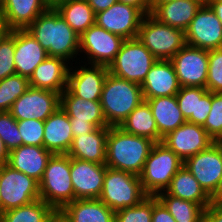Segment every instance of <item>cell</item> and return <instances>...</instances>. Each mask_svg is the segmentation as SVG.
I'll list each match as a JSON object with an SVG mask.
<instances>
[{"label": "cell", "instance_id": "cell-32", "mask_svg": "<svg viewBox=\"0 0 222 222\" xmlns=\"http://www.w3.org/2000/svg\"><path fill=\"white\" fill-rule=\"evenodd\" d=\"M124 132L160 142V134L149 104L144 100L119 126Z\"/></svg>", "mask_w": 222, "mask_h": 222}, {"label": "cell", "instance_id": "cell-53", "mask_svg": "<svg viewBox=\"0 0 222 222\" xmlns=\"http://www.w3.org/2000/svg\"><path fill=\"white\" fill-rule=\"evenodd\" d=\"M9 32L5 22L3 21L2 17L0 16V41L3 37Z\"/></svg>", "mask_w": 222, "mask_h": 222}, {"label": "cell", "instance_id": "cell-46", "mask_svg": "<svg viewBox=\"0 0 222 222\" xmlns=\"http://www.w3.org/2000/svg\"><path fill=\"white\" fill-rule=\"evenodd\" d=\"M123 4H128L138 8L144 15L151 14V0H117Z\"/></svg>", "mask_w": 222, "mask_h": 222}, {"label": "cell", "instance_id": "cell-23", "mask_svg": "<svg viewBox=\"0 0 222 222\" xmlns=\"http://www.w3.org/2000/svg\"><path fill=\"white\" fill-rule=\"evenodd\" d=\"M60 107L70 122L92 123L96 128L107 125L100 101L84 100L66 88L60 96Z\"/></svg>", "mask_w": 222, "mask_h": 222}, {"label": "cell", "instance_id": "cell-22", "mask_svg": "<svg viewBox=\"0 0 222 222\" xmlns=\"http://www.w3.org/2000/svg\"><path fill=\"white\" fill-rule=\"evenodd\" d=\"M52 155L44 147L21 145L9 151L7 164L39 183Z\"/></svg>", "mask_w": 222, "mask_h": 222}, {"label": "cell", "instance_id": "cell-21", "mask_svg": "<svg viewBox=\"0 0 222 222\" xmlns=\"http://www.w3.org/2000/svg\"><path fill=\"white\" fill-rule=\"evenodd\" d=\"M68 64L63 58L47 57L35 68L28 79L30 87L61 94L68 85L70 68Z\"/></svg>", "mask_w": 222, "mask_h": 222}, {"label": "cell", "instance_id": "cell-25", "mask_svg": "<svg viewBox=\"0 0 222 222\" xmlns=\"http://www.w3.org/2000/svg\"><path fill=\"white\" fill-rule=\"evenodd\" d=\"M206 0H174L151 4V15L158 21L185 31Z\"/></svg>", "mask_w": 222, "mask_h": 222}, {"label": "cell", "instance_id": "cell-28", "mask_svg": "<svg viewBox=\"0 0 222 222\" xmlns=\"http://www.w3.org/2000/svg\"><path fill=\"white\" fill-rule=\"evenodd\" d=\"M109 127H99L89 134L74 137L68 155L74 159L105 164Z\"/></svg>", "mask_w": 222, "mask_h": 222}, {"label": "cell", "instance_id": "cell-54", "mask_svg": "<svg viewBox=\"0 0 222 222\" xmlns=\"http://www.w3.org/2000/svg\"><path fill=\"white\" fill-rule=\"evenodd\" d=\"M169 1H174V0H151V4H163Z\"/></svg>", "mask_w": 222, "mask_h": 222}, {"label": "cell", "instance_id": "cell-18", "mask_svg": "<svg viewBox=\"0 0 222 222\" xmlns=\"http://www.w3.org/2000/svg\"><path fill=\"white\" fill-rule=\"evenodd\" d=\"M78 66L69 68L67 88L77 97L84 100L100 101L103 85L108 74L104 65ZM74 70V71H73ZM72 71V72H71Z\"/></svg>", "mask_w": 222, "mask_h": 222}, {"label": "cell", "instance_id": "cell-10", "mask_svg": "<svg viewBox=\"0 0 222 222\" xmlns=\"http://www.w3.org/2000/svg\"><path fill=\"white\" fill-rule=\"evenodd\" d=\"M125 39L96 24L79 36V52H84L90 65L109 66Z\"/></svg>", "mask_w": 222, "mask_h": 222}, {"label": "cell", "instance_id": "cell-5", "mask_svg": "<svg viewBox=\"0 0 222 222\" xmlns=\"http://www.w3.org/2000/svg\"><path fill=\"white\" fill-rule=\"evenodd\" d=\"M183 165L184 162L162 142L155 143L139 176L145 193L156 196L165 191Z\"/></svg>", "mask_w": 222, "mask_h": 222}, {"label": "cell", "instance_id": "cell-43", "mask_svg": "<svg viewBox=\"0 0 222 222\" xmlns=\"http://www.w3.org/2000/svg\"><path fill=\"white\" fill-rule=\"evenodd\" d=\"M151 222H176L165 206L153 196V211Z\"/></svg>", "mask_w": 222, "mask_h": 222}, {"label": "cell", "instance_id": "cell-33", "mask_svg": "<svg viewBox=\"0 0 222 222\" xmlns=\"http://www.w3.org/2000/svg\"><path fill=\"white\" fill-rule=\"evenodd\" d=\"M55 9L79 36L95 24L96 14L86 0H65Z\"/></svg>", "mask_w": 222, "mask_h": 222}, {"label": "cell", "instance_id": "cell-36", "mask_svg": "<svg viewBox=\"0 0 222 222\" xmlns=\"http://www.w3.org/2000/svg\"><path fill=\"white\" fill-rule=\"evenodd\" d=\"M30 87L28 78L14 74L0 80V112L10 111L13 103Z\"/></svg>", "mask_w": 222, "mask_h": 222}, {"label": "cell", "instance_id": "cell-55", "mask_svg": "<svg viewBox=\"0 0 222 222\" xmlns=\"http://www.w3.org/2000/svg\"><path fill=\"white\" fill-rule=\"evenodd\" d=\"M2 1L3 0H0V15H1V10H2Z\"/></svg>", "mask_w": 222, "mask_h": 222}, {"label": "cell", "instance_id": "cell-19", "mask_svg": "<svg viewBox=\"0 0 222 222\" xmlns=\"http://www.w3.org/2000/svg\"><path fill=\"white\" fill-rule=\"evenodd\" d=\"M180 87L171 60H157L141 84L144 99L174 96Z\"/></svg>", "mask_w": 222, "mask_h": 222}, {"label": "cell", "instance_id": "cell-20", "mask_svg": "<svg viewBox=\"0 0 222 222\" xmlns=\"http://www.w3.org/2000/svg\"><path fill=\"white\" fill-rule=\"evenodd\" d=\"M48 56L47 51L26 29H15L14 64L16 74L30 78Z\"/></svg>", "mask_w": 222, "mask_h": 222}, {"label": "cell", "instance_id": "cell-34", "mask_svg": "<svg viewBox=\"0 0 222 222\" xmlns=\"http://www.w3.org/2000/svg\"><path fill=\"white\" fill-rule=\"evenodd\" d=\"M156 198L176 222H204L205 209L201 205L169 195L165 191L158 193Z\"/></svg>", "mask_w": 222, "mask_h": 222}, {"label": "cell", "instance_id": "cell-12", "mask_svg": "<svg viewBox=\"0 0 222 222\" xmlns=\"http://www.w3.org/2000/svg\"><path fill=\"white\" fill-rule=\"evenodd\" d=\"M184 33L186 45L205 50L222 48V24L206 2Z\"/></svg>", "mask_w": 222, "mask_h": 222}, {"label": "cell", "instance_id": "cell-51", "mask_svg": "<svg viewBox=\"0 0 222 222\" xmlns=\"http://www.w3.org/2000/svg\"><path fill=\"white\" fill-rule=\"evenodd\" d=\"M42 1L49 9H55L59 4H61L65 0H42Z\"/></svg>", "mask_w": 222, "mask_h": 222}, {"label": "cell", "instance_id": "cell-2", "mask_svg": "<svg viewBox=\"0 0 222 222\" xmlns=\"http://www.w3.org/2000/svg\"><path fill=\"white\" fill-rule=\"evenodd\" d=\"M154 144L147 137L126 133L120 127H109L105 165L140 176Z\"/></svg>", "mask_w": 222, "mask_h": 222}, {"label": "cell", "instance_id": "cell-17", "mask_svg": "<svg viewBox=\"0 0 222 222\" xmlns=\"http://www.w3.org/2000/svg\"><path fill=\"white\" fill-rule=\"evenodd\" d=\"M106 172L105 164L70 157V178L76 199H98Z\"/></svg>", "mask_w": 222, "mask_h": 222}, {"label": "cell", "instance_id": "cell-44", "mask_svg": "<svg viewBox=\"0 0 222 222\" xmlns=\"http://www.w3.org/2000/svg\"><path fill=\"white\" fill-rule=\"evenodd\" d=\"M204 222H222V204H210L204 211Z\"/></svg>", "mask_w": 222, "mask_h": 222}, {"label": "cell", "instance_id": "cell-11", "mask_svg": "<svg viewBox=\"0 0 222 222\" xmlns=\"http://www.w3.org/2000/svg\"><path fill=\"white\" fill-rule=\"evenodd\" d=\"M170 60L181 87L206 88L208 50L185 45Z\"/></svg>", "mask_w": 222, "mask_h": 222}, {"label": "cell", "instance_id": "cell-40", "mask_svg": "<svg viewBox=\"0 0 222 222\" xmlns=\"http://www.w3.org/2000/svg\"><path fill=\"white\" fill-rule=\"evenodd\" d=\"M0 138L8 151L22 145V136L19 133L17 120L9 111L0 112Z\"/></svg>", "mask_w": 222, "mask_h": 222}, {"label": "cell", "instance_id": "cell-9", "mask_svg": "<svg viewBox=\"0 0 222 222\" xmlns=\"http://www.w3.org/2000/svg\"><path fill=\"white\" fill-rule=\"evenodd\" d=\"M1 213L40 199L39 183L7 163L0 166Z\"/></svg>", "mask_w": 222, "mask_h": 222}, {"label": "cell", "instance_id": "cell-24", "mask_svg": "<svg viewBox=\"0 0 222 222\" xmlns=\"http://www.w3.org/2000/svg\"><path fill=\"white\" fill-rule=\"evenodd\" d=\"M176 99L179 109L188 122L204 125L211 111L212 92L202 87H180Z\"/></svg>", "mask_w": 222, "mask_h": 222}, {"label": "cell", "instance_id": "cell-38", "mask_svg": "<svg viewBox=\"0 0 222 222\" xmlns=\"http://www.w3.org/2000/svg\"><path fill=\"white\" fill-rule=\"evenodd\" d=\"M14 53L15 29L9 30L0 41V80L16 74Z\"/></svg>", "mask_w": 222, "mask_h": 222}, {"label": "cell", "instance_id": "cell-50", "mask_svg": "<svg viewBox=\"0 0 222 222\" xmlns=\"http://www.w3.org/2000/svg\"><path fill=\"white\" fill-rule=\"evenodd\" d=\"M9 157V151L6 148L4 142L0 138V166L6 164Z\"/></svg>", "mask_w": 222, "mask_h": 222}, {"label": "cell", "instance_id": "cell-16", "mask_svg": "<svg viewBox=\"0 0 222 222\" xmlns=\"http://www.w3.org/2000/svg\"><path fill=\"white\" fill-rule=\"evenodd\" d=\"M161 142L184 162L189 157L206 150L214 140L201 125L186 121L164 136Z\"/></svg>", "mask_w": 222, "mask_h": 222}, {"label": "cell", "instance_id": "cell-4", "mask_svg": "<svg viewBox=\"0 0 222 222\" xmlns=\"http://www.w3.org/2000/svg\"><path fill=\"white\" fill-rule=\"evenodd\" d=\"M39 194L56 212L75 200L68 154L51 156L39 182Z\"/></svg>", "mask_w": 222, "mask_h": 222}, {"label": "cell", "instance_id": "cell-37", "mask_svg": "<svg viewBox=\"0 0 222 222\" xmlns=\"http://www.w3.org/2000/svg\"><path fill=\"white\" fill-rule=\"evenodd\" d=\"M153 196H147L137 205L115 212L114 222H151Z\"/></svg>", "mask_w": 222, "mask_h": 222}, {"label": "cell", "instance_id": "cell-6", "mask_svg": "<svg viewBox=\"0 0 222 222\" xmlns=\"http://www.w3.org/2000/svg\"><path fill=\"white\" fill-rule=\"evenodd\" d=\"M147 196L139 176L106 166L103 188L98 199L112 211L135 206Z\"/></svg>", "mask_w": 222, "mask_h": 222}, {"label": "cell", "instance_id": "cell-15", "mask_svg": "<svg viewBox=\"0 0 222 222\" xmlns=\"http://www.w3.org/2000/svg\"><path fill=\"white\" fill-rule=\"evenodd\" d=\"M144 16L138 8L117 1L110 8L96 14L95 24L125 40L134 39L137 38Z\"/></svg>", "mask_w": 222, "mask_h": 222}, {"label": "cell", "instance_id": "cell-27", "mask_svg": "<svg viewBox=\"0 0 222 222\" xmlns=\"http://www.w3.org/2000/svg\"><path fill=\"white\" fill-rule=\"evenodd\" d=\"M48 9L42 0H3L0 16L9 30L26 29Z\"/></svg>", "mask_w": 222, "mask_h": 222}, {"label": "cell", "instance_id": "cell-1", "mask_svg": "<svg viewBox=\"0 0 222 222\" xmlns=\"http://www.w3.org/2000/svg\"><path fill=\"white\" fill-rule=\"evenodd\" d=\"M26 30L47 51L49 57L63 58L69 63L79 53V35L56 9H48L40 14Z\"/></svg>", "mask_w": 222, "mask_h": 222}, {"label": "cell", "instance_id": "cell-56", "mask_svg": "<svg viewBox=\"0 0 222 222\" xmlns=\"http://www.w3.org/2000/svg\"><path fill=\"white\" fill-rule=\"evenodd\" d=\"M206 1H220V2H222V0H206Z\"/></svg>", "mask_w": 222, "mask_h": 222}, {"label": "cell", "instance_id": "cell-29", "mask_svg": "<svg viewBox=\"0 0 222 222\" xmlns=\"http://www.w3.org/2000/svg\"><path fill=\"white\" fill-rule=\"evenodd\" d=\"M68 222H114L115 212L99 199H76L59 211Z\"/></svg>", "mask_w": 222, "mask_h": 222}, {"label": "cell", "instance_id": "cell-52", "mask_svg": "<svg viewBox=\"0 0 222 222\" xmlns=\"http://www.w3.org/2000/svg\"><path fill=\"white\" fill-rule=\"evenodd\" d=\"M48 222H68L66 218L58 211L49 219Z\"/></svg>", "mask_w": 222, "mask_h": 222}, {"label": "cell", "instance_id": "cell-3", "mask_svg": "<svg viewBox=\"0 0 222 222\" xmlns=\"http://www.w3.org/2000/svg\"><path fill=\"white\" fill-rule=\"evenodd\" d=\"M143 101L141 85L116 77L108 72L100 97L108 126L119 127Z\"/></svg>", "mask_w": 222, "mask_h": 222}, {"label": "cell", "instance_id": "cell-35", "mask_svg": "<svg viewBox=\"0 0 222 222\" xmlns=\"http://www.w3.org/2000/svg\"><path fill=\"white\" fill-rule=\"evenodd\" d=\"M55 212L42 199H37L1 213L0 222H48Z\"/></svg>", "mask_w": 222, "mask_h": 222}, {"label": "cell", "instance_id": "cell-45", "mask_svg": "<svg viewBox=\"0 0 222 222\" xmlns=\"http://www.w3.org/2000/svg\"><path fill=\"white\" fill-rule=\"evenodd\" d=\"M73 133V138L82 136L83 134H89L93 132L96 127L92 123L70 122Z\"/></svg>", "mask_w": 222, "mask_h": 222}, {"label": "cell", "instance_id": "cell-14", "mask_svg": "<svg viewBox=\"0 0 222 222\" xmlns=\"http://www.w3.org/2000/svg\"><path fill=\"white\" fill-rule=\"evenodd\" d=\"M184 166L210 196L222 178V144L214 142L184 161Z\"/></svg>", "mask_w": 222, "mask_h": 222}, {"label": "cell", "instance_id": "cell-13", "mask_svg": "<svg viewBox=\"0 0 222 222\" xmlns=\"http://www.w3.org/2000/svg\"><path fill=\"white\" fill-rule=\"evenodd\" d=\"M61 94L50 90L29 87L12 105L11 115L17 120H42L60 108Z\"/></svg>", "mask_w": 222, "mask_h": 222}, {"label": "cell", "instance_id": "cell-39", "mask_svg": "<svg viewBox=\"0 0 222 222\" xmlns=\"http://www.w3.org/2000/svg\"><path fill=\"white\" fill-rule=\"evenodd\" d=\"M202 127L214 142L222 140V93H212L211 111Z\"/></svg>", "mask_w": 222, "mask_h": 222}, {"label": "cell", "instance_id": "cell-49", "mask_svg": "<svg viewBox=\"0 0 222 222\" xmlns=\"http://www.w3.org/2000/svg\"><path fill=\"white\" fill-rule=\"evenodd\" d=\"M206 3L211 7V9L215 12L219 21L222 24V2L220 1H206Z\"/></svg>", "mask_w": 222, "mask_h": 222}, {"label": "cell", "instance_id": "cell-47", "mask_svg": "<svg viewBox=\"0 0 222 222\" xmlns=\"http://www.w3.org/2000/svg\"><path fill=\"white\" fill-rule=\"evenodd\" d=\"M95 14L104 11L114 5L117 0H86Z\"/></svg>", "mask_w": 222, "mask_h": 222}, {"label": "cell", "instance_id": "cell-31", "mask_svg": "<svg viewBox=\"0 0 222 222\" xmlns=\"http://www.w3.org/2000/svg\"><path fill=\"white\" fill-rule=\"evenodd\" d=\"M165 192L180 199L197 203L204 209L211 204L210 196L184 165L172 178Z\"/></svg>", "mask_w": 222, "mask_h": 222}, {"label": "cell", "instance_id": "cell-8", "mask_svg": "<svg viewBox=\"0 0 222 222\" xmlns=\"http://www.w3.org/2000/svg\"><path fill=\"white\" fill-rule=\"evenodd\" d=\"M157 58L138 38L126 39L107 67L112 75L141 85Z\"/></svg>", "mask_w": 222, "mask_h": 222}, {"label": "cell", "instance_id": "cell-48", "mask_svg": "<svg viewBox=\"0 0 222 222\" xmlns=\"http://www.w3.org/2000/svg\"><path fill=\"white\" fill-rule=\"evenodd\" d=\"M210 201L211 204H222V178L219 180L214 192L210 195Z\"/></svg>", "mask_w": 222, "mask_h": 222}, {"label": "cell", "instance_id": "cell-7", "mask_svg": "<svg viewBox=\"0 0 222 222\" xmlns=\"http://www.w3.org/2000/svg\"><path fill=\"white\" fill-rule=\"evenodd\" d=\"M137 38L157 60H170L186 45L183 30L166 25L151 14L143 17Z\"/></svg>", "mask_w": 222, "mask_h": 222}, {"label": "cell", "instance_id": "cell-26", "mask_svg": "<svg viewBox=\"0 0 222 222\" xmlns=\"http://www.w3.org/2000/svg\"><path fill=\"white\" fill-rule=\"evenodd\" d=\"M72 140L69 116L60 107L44 121L43 147L53 154H67Z\"/></svg>", "mask_w": 222, "mask_h": 222}, {"label": "cell", "instance_id": "cell-42", "mask_svg": "<svg viewBox=\"0 0 222 222\" xmlns=\"http://www.w3.org/2000/svg\"><path fill=\"white\" fill-rule=\"evenodd\" d=\"M19 133L22 136V145L43 147L44 121L28 119L17 121Z\"/></svg>", "mask_w": 222, "mask_h": 222}, {"label": "cell", "instance_id": "cell-30", "mask_svg": "<svg viewBox=\"0 0 222 222\" xmlns=\"http://www.w3.org/2000/svg\"><path fill=\"white\" fill-rule=\"evenodd\" d=\"M150 106L155 119L160 142L168 133L176 130L187 120L179 109L176 95L144 99Z\"/></svg>", "mask_w": 222, "mask_h": 222}, {"label": "cell", "instance_id": "cell-41", "mask_svg": "<svg viewBox=\"0 0 222 222\" xmlns=\"http://www.w3.org/2000/svg\"><path fill=\"white\" fill-rule=\"evenodd\" d=\"M206 89L212 93H222V48L208 50Z\"/></svg>", "mask_w": 222, "mask_h": 222}]
</instances>
